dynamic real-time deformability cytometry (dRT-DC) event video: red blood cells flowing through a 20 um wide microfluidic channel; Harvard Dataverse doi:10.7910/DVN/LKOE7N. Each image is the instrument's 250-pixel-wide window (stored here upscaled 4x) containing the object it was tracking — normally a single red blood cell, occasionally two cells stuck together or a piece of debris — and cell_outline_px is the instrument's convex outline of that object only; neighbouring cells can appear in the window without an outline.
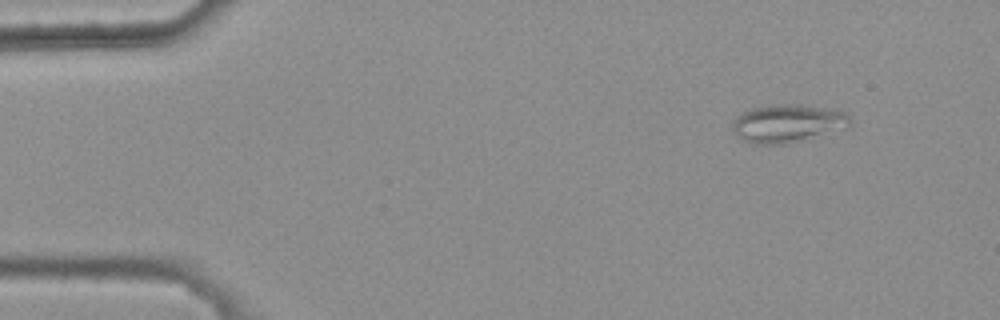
{"species": "common noctule bat (a hibernating species)", "species_latin": "Nyctalus noctula", "temperature_condition": "warm", "stored_images_in_passage": 9, "camera_frame_rate_fps": 3000, "um_per_image_px": 0.085, "animal": {"sex": "female", "body_mass_g": 25.1}, "frame": {"image": 1, "passage_image": 1, "time_ms": 0.0, "image_size_px": [1000, 320], "cell_outline_px": [[852, 124], [784, 144], [752, 144], [736, 136], [732, 132], [732, 120], [736, 116], [752, 108], [784, 104], [800, 104], [848, 112], [852, 120]], "centroid_in_image_um": [66.87, 10.47], "position_along_channel_um": 18.1, "area_um2": 25.49}}
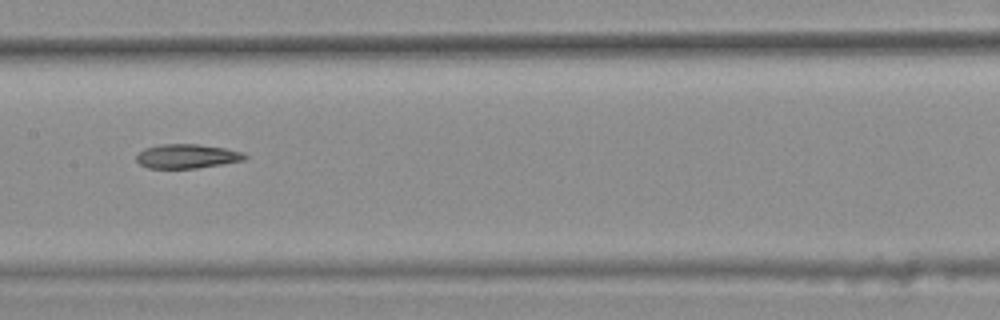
{"frame": {"image": 2, "passage_image": 7, "time_ms": 2.0, "image_size_px": [1000, 320], "cell_outline_px": [[248, 156], [244, 160], [196, 168], [148, 168], [140, 164], [136, 160], [136, 156], [144, 148], [160, 144], [200, 144], [224, 148], [244, 152]], "centroid_in_image_um": [15.89, 13.27], "position_along_channel_um": 191.5, "area_um2": 15.26}}
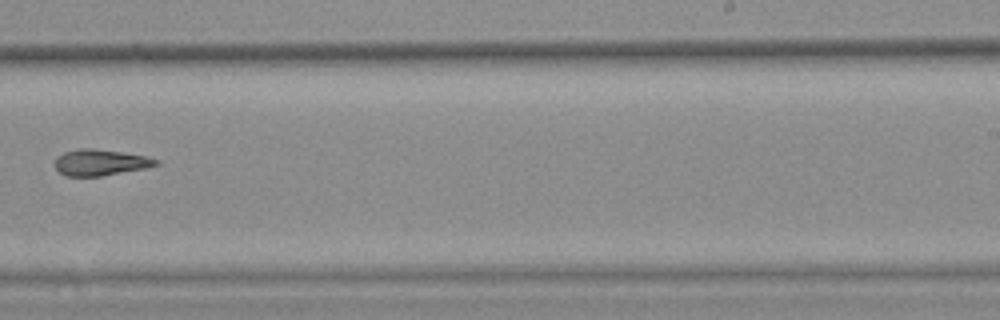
{"frame": {"image": 3, "passage_image": 9, "time_ms": 2.667, "image_size_px": [1000, 320], "cell_outline_px": [[160, 164], [144, 168], [100, 176], [68, 176], [60, 172], [52, 164], [56, 156], [64, 152], [76, 148], [88, 148], [120, 152], [144, 156], [160, 160]], "centroid_in_image_um": [8.47, 13.8], "position_along_channel_um": 280.5, "area_um2": 15.32}}